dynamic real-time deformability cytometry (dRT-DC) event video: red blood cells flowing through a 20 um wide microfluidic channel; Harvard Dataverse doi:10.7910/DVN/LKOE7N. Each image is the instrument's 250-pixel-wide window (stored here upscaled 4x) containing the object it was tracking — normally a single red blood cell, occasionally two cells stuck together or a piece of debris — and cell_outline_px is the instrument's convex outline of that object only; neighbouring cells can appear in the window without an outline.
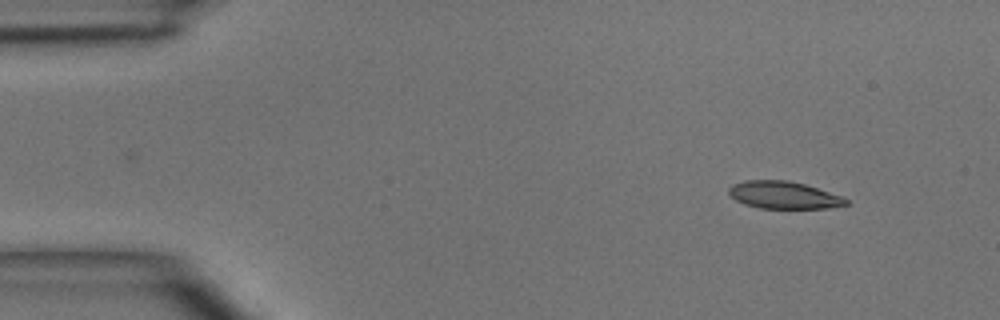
{"species": "common noctule bat (a hibernating species)", "species_latin": "Nyctalus noctula", "temperature_condition": "room temperature", "stored_images_in_passage": 5, "camera_frame_rate_fps": 3000, "um_per_image_px": 0.085, "animal": {"sex": "male", "body_mass_g": 15.6}, "frame": {"image": 1, "passage_image": 1, "time_ms": 0.0, "image_size_px": [1000, 320], "cell_outline_px": [[848, 204], [828, 208], [760, 208], [744, 204], [736, 200], [728, 192], [728, 188], [732, 184], [744, 180], [788, 180], [804, 184], [844, 196], [848, 200]], "centroid_in_image_um": [66.62, 16.57], "position_along_channel_um": 18.4, "area_um2": 18.73}}
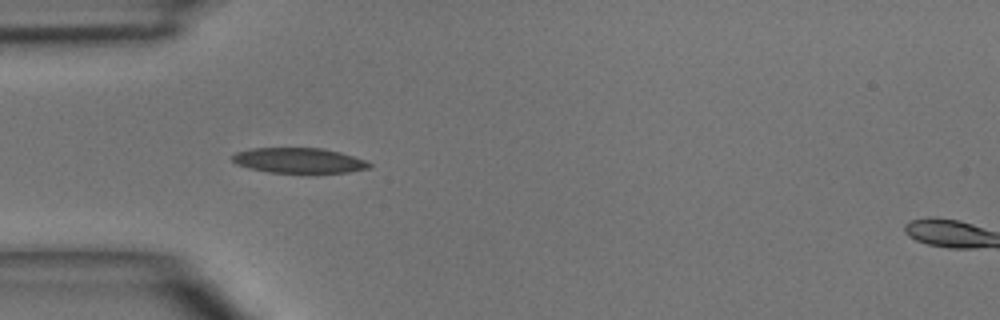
{"frame": {"image": 2, "passage_image": 3, "time_ms": 3.0, "image_size_px": [1000, 320], "cell_outline_px": [[372, 168], [348, 172], [308, 176], [268, 172], [248, 168], [236, 164], [232, 160], [232, 156], [236, 152], [248, 148], [324, 148], [340, 152], [364, 160], [372, 164]], "centroid_in_image_um": [25.43, 13.69], "position_along_channel_um": 59.6, "area_um2": 21.21}}
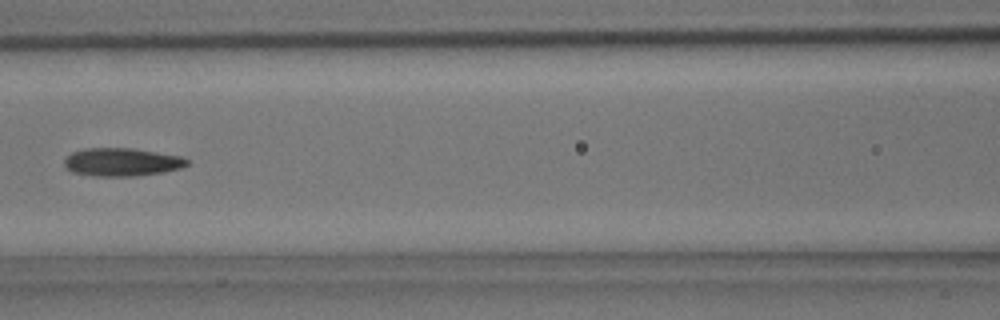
{"frame": {"image": 3, "passage_image": 5, "time_ms": 5.333, "image_size_px": [1000, 320], "cell_outline_px": [[188, 164], [180, 168], [164, 172], [136, 176], [92, 176], [72, 172], [64, 164], [64, 160], [72, 152], [84, 148], [132, 148], [180, 156], [188, 160]], "centroid_in_image_um": [10.34, 13.78], "position_along_channel_um": 156.3, "area_um2": 20.06}}